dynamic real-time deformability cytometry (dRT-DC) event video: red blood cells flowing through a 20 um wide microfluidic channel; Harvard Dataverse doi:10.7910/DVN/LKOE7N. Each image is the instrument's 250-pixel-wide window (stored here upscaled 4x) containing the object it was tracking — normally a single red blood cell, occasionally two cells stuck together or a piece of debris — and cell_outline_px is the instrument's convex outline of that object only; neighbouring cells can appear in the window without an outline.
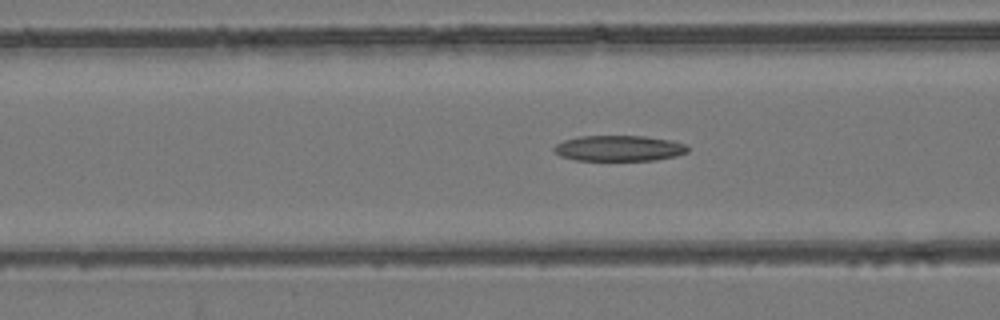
{"species": "common noctule bat (a hibernating species)", "species_latin": "Nyctalus noctula", "temperature_condition": "room temperature", "stored_images_in_passage": 54, "camera_frame_rate_fps": 3000, "um_per_image_px": 0.085, "animal": {"sex": "female", "body_mass_g": 24.6, "forearm_length_mm": 56.2}, "frame": {"image": 1, "passage_image": 22, "time_ms": 7.0, "image_size_px": [1000, 320], "cell_outline_px": [[688, 152], [676, 156], [656, 160], [576, 160], [560, 156], [552, 148], [556, 144], [564, 140], [580, 136], [644, 136], [672, 140], [688, 144]], "centroid_in_image_um": [52.65, 12.6], "position_along_channel_um": 114.0, "area_um2": 20.11}}
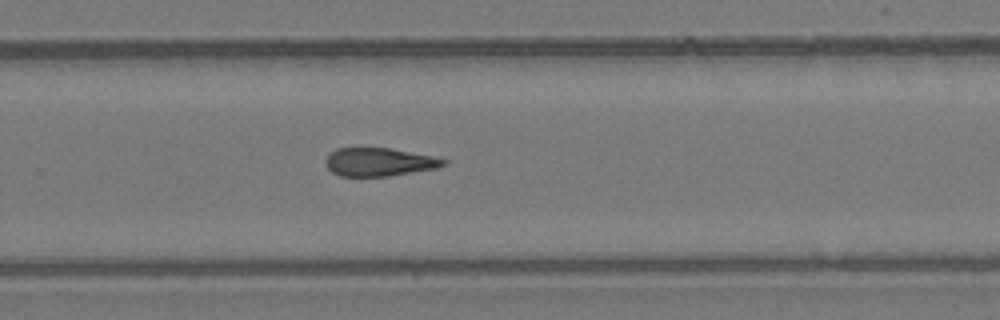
{"frame": {"image": 2, "passage_image": 36, "time_ms": 11.667, "image_size_px": [1000, 320], "cell_outline_px": [[448, 160], [444, 164], [436, 168], [388, 176], [340, 176], [332, 172], [328, 168], [324, 160], [336, 148], [388, 148], [444, 156]], "centroid_in_image_um": [32.3, 13.75], "position_along_channel_um": 297.5, "area_um2": 19.65}}
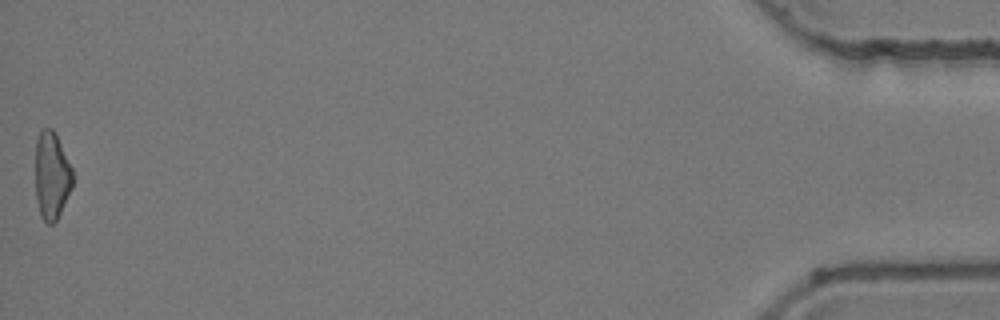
{"frame": {"image": 3, "passage_image": 54, "time_ms": 17.667, "image_size_px": [1000, 320], "cell_outline_px": [[72, 188], [56, 220], [52, 224], [48, 224], [40, 216], [36, 200], [36, 140], [40, 132], [44, 128], [52, 128], [72, 168]], "centroid_in_image_um": [4.38, 14.95], "position_along_channel_um": 430.8, "area_um2": 18.73}, "authors_computed_cell_mechanics": {"area_um2": 20.5479, "velocity_mm_per_s": 3.9306, "shape_relaxation_time_tau1_ms": null, "shape_relaxation_time_tau2_ms": 6.8682, "deformation_change_tau1": null, "deformation_change_tau2": 0.2203}}